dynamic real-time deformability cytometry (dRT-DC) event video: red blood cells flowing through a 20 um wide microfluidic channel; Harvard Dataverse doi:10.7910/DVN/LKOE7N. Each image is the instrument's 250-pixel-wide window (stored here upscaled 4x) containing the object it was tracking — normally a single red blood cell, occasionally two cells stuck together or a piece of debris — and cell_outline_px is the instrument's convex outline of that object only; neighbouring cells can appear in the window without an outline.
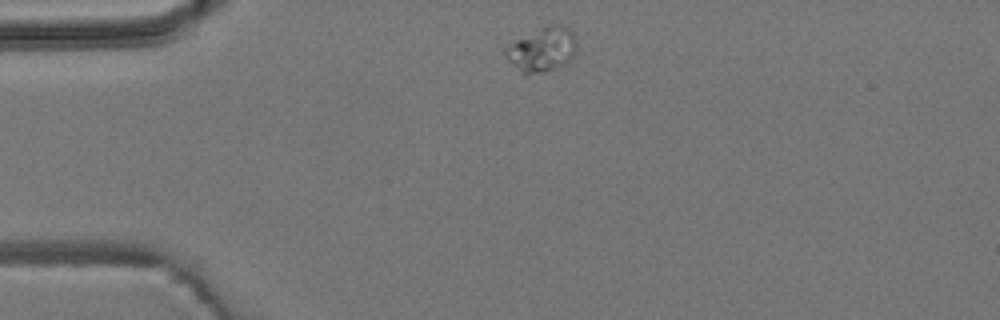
{"species": "common noctule bat (a hibernating species)", "species_latin": "Nyctalus noctula", "temperature_condition": "room temperature", "stored_images_in_passage": 2, "camera_frame_rate_fps": 3000, "um_per_image_px": 0.085, "animal": {"sex": "male", "body_mass_g": 19.2, "forearm_length_mm": 51.8}, "frame": {"image": 1, "passage_image": 1, "time_ms": 0.0, "image_size_px": [1000, 320], "cell_outline_px": [[576, 52], [564, 64], [548, 72], [520, 72], [504, 56], [504, 48], [508, 44], [548, 24], [568, 24], [576, 36]], "centroid_in_image_um": [46.11, 4.16], "position_along_channel_um": 38.9, "area_um2": 18.5}}